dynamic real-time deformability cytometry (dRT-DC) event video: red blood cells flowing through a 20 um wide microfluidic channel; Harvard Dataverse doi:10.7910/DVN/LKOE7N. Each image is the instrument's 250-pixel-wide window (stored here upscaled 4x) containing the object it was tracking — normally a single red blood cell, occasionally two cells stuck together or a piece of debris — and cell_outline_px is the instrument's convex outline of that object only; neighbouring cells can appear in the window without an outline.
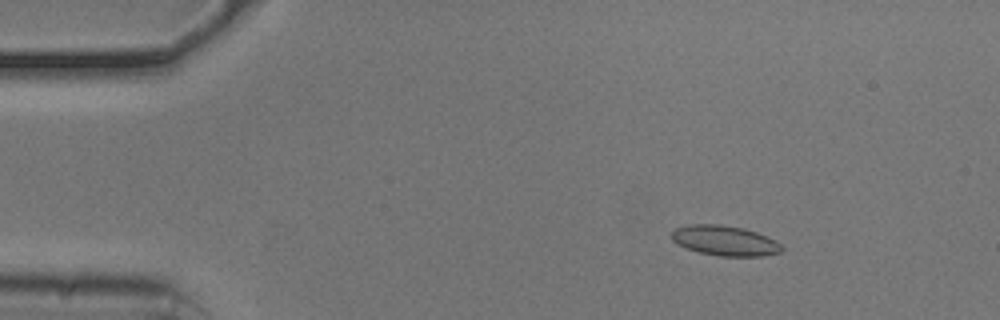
{"species": "common noctule bat (a hibernating species)", "species_latin": "Nyctalus noctula", "temperature_condition": "cold", "stored_images_in_passage": 55, "camera_frame_rate_fps": 3000, "um_per_image_px": 0.085, "animal": {"sex": "male", "body_mass_g": 20.5, "forearm_length_mm": 52.5}, "frame": {"image": 1, "passage_image": 8, "time_ms": 2.333, "image_size_px": [1000, 320], "cell_outline_px": [[784, 248], [780, 252], [760, 256], [720, 256], [700, 252], [688, 248], [672, 240], [672, 228], [688, 224], [720, 224], [744, 228], [768, 236], [776, 240]], "centroid_in_image_um": [61.62, 20.43], "position_along_channel_um": 23.4, "area_um2": 19.31}}
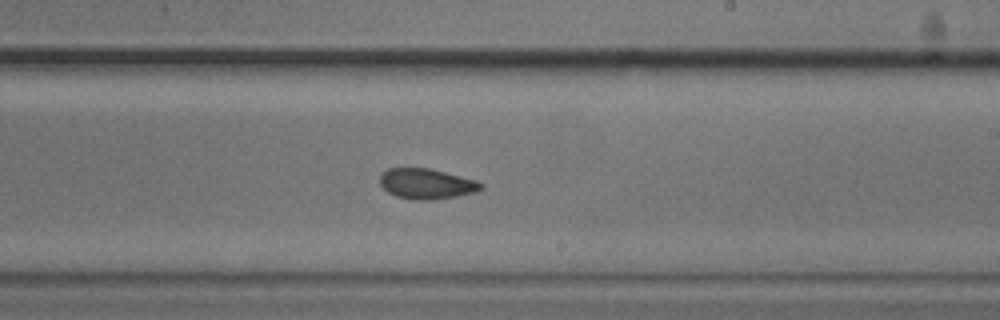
{"frame": {"image": 2, "passage_image": 32, "time_ms": 10.333, "image_size_px": [1000, 320], "cell_outline_px": [[484, 188], [476, 192], [456, 196], [432, 200], [412, 200], [396, 196], [388, 192], [380, 184], [380, 176], [388, 168], [428, 168], [476, 180], [484, 184]], "centroid_in_image_um": [36.27, 15.63], "position_along_channel_um": 252.7, "area_um2": 17.86}}
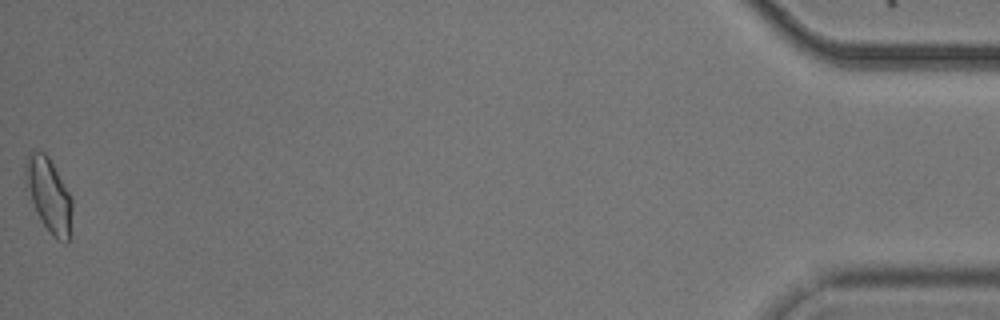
{"frame": {"image": 3, "passage_image": 54, "time_ms": 17.667, "image_size_px": [1000, 320], "cell_outline_px": [[72, 212], [68, 244], [64, 244], [56, 240], [48, 232], [36, 212], [24, 188], [24, 164], [28, 152], [32, 148], [44, 152], [48, 156], [68, 192], [72, 200]], "centroid_in_image_um": [4.09, 16.57], "position_along_channel_um": 431.1, "area_um2": 20.69}}